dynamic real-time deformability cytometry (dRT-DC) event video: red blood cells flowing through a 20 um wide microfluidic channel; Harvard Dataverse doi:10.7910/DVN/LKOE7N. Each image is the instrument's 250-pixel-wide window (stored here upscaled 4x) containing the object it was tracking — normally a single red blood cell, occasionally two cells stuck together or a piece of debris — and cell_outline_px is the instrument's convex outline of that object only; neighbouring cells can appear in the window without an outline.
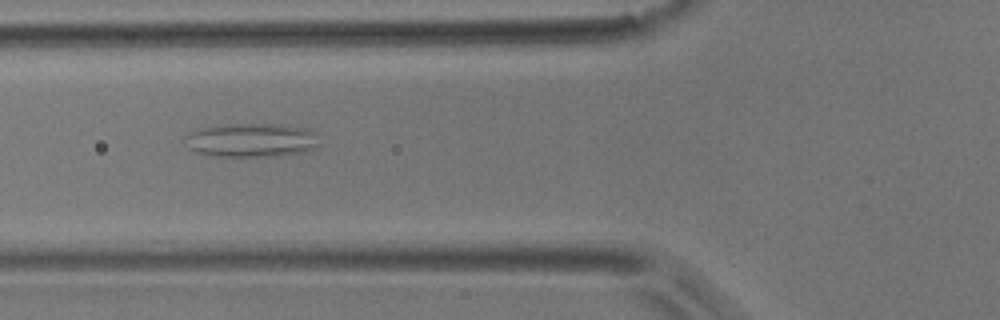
{"species": "common noctule bat (a hibernating species)", "species_latin": "Nyctalus noctula", "temperature_condition": "room temperature", "stored_images_in_passage": 36, "camera_frame_rate_fps": 3000, "um_per_image_px": 0.085, "animal": {"sex": "male", "body_mass_g": 17.9}, "frame": {"image": 1, "passage_image": 5, "time_ms": 1.333, "image_size_px": [1000, 320], "cell_outline_px": [[320, 144], [316, 148], [304, 152], [280, 156], [216, 156], [196, 152], [188, 148], [184, 136], [188, 132], [200, 128], [228, 124], [280, 124], [308, 128], [312, 132]], "centroid_in_image_um": [21.37, 11.91], "position_along_channel_um": 104.4, "area_um2": 26.65}}
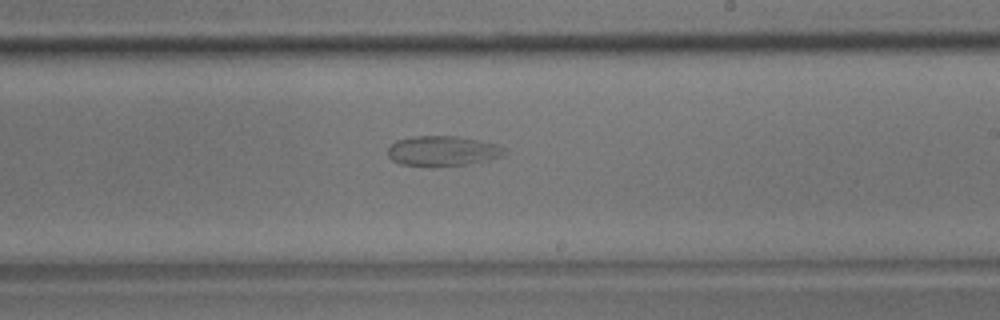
{"frame": {"image": 2, "passage_image": 17, "time_ms": 5.333, "image_size_px": [1000, 320], "cell_outline_px": [[508, 152], [504, 156], [488, 160], [468, 164], [432, 168], [428, 168], [400, 164], [392, 160], [388, 156], [388, 148], [396, 140], [412, 136], [456, 136], [496, 144], [508, 148]], "centroid_in_image_um": [37.63, 12.86], "position_along_channel_um": 251.4, "area_um2": 21.04}}
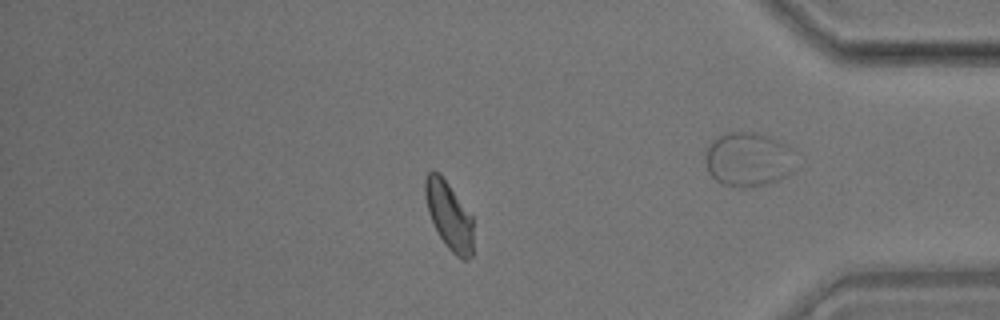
{"frame": {"image": 3, "passage_image": 27, "time_ms": 8.667, "image_size_px": [1000, 320], "cell_outline_px": [[472, 256], [468, 260], [464, 260], [456, 256], [448, 248], [440, 236], [428, 212], [424, 196], [424, 176], [432, 168], [440, 172], [472, 216]], "centroid_in_image_um": [38.14, 18.26], "position_along_channel_um": 397.1, "area_um2": 19.13}}